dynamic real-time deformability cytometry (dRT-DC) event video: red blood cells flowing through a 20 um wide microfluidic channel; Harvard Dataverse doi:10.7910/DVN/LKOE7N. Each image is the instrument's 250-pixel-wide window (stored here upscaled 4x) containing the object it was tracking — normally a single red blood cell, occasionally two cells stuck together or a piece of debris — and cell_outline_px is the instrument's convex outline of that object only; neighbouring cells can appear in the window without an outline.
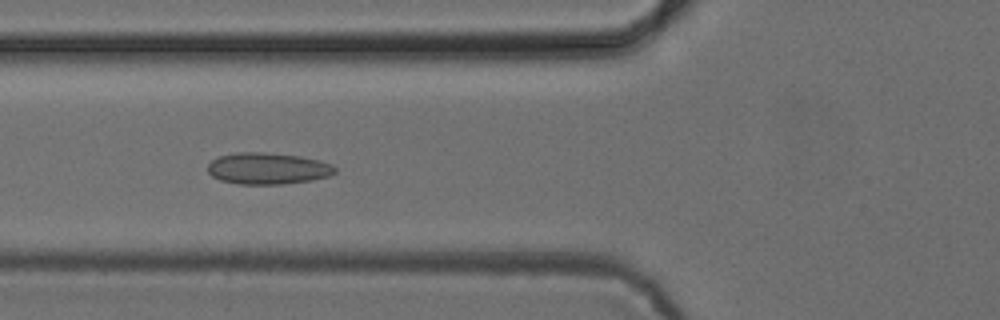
{"species": "common noctule bat (a hibernating species)", "species_latin": "Nyctalus noctula", "temperature_condition": "cold", "stored_images_in_passage": 16, "camera_frame_rate_fps": 3000, "um_per_image_px": 0.085, "animal": {"sex": "female", "body_mass_g": 24.6, "forearm_length_mm": 56.2}, "frame": {"image": 1, "passage_image": 3, "time_ms": 0.667, "image_size_px": [1000, 320], "cell_outline_px": [[336, 172], [328, 176], [312, 180], [284, 184], [240, 184], [220, 180], [212, 176], [208, 172], [208, 164], [212, 160], [220, 156], [236, 152], [260, 152], [300, 156], [320, 160], [332, 164], [336, 168]], "centroid_in_image_um": [22.77, 14.32], "position_along_channel_um": 103.0, "area_um2": 23.41}}
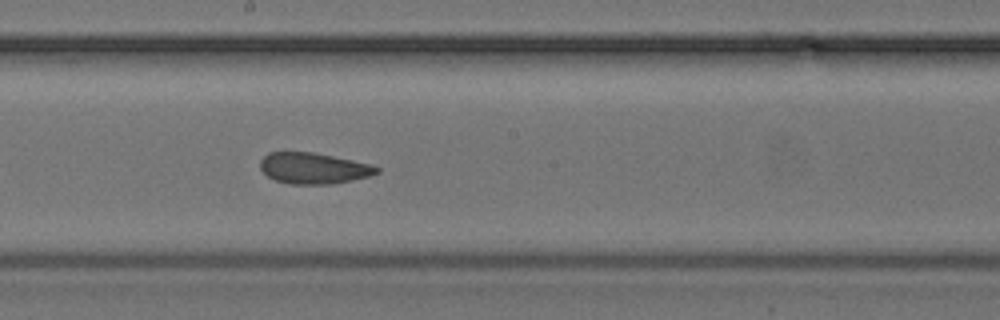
{"frame": {"image": 2, "passage_image": 12, "time_ms": 3.667, "image_size_px": [1000, 320], "cell_outline_px": [[380, 172], [372, 176], [332, 184], [288, 184], [276, 180], [268, 176], [260, 168], [260, 160], [268, 152], [312, 152], [372, 164], [380, 168]], "centroid_in_image_um": [26.68, 14.3], "position_along_channel_um": 221.5, "area_um2": 21.15}}